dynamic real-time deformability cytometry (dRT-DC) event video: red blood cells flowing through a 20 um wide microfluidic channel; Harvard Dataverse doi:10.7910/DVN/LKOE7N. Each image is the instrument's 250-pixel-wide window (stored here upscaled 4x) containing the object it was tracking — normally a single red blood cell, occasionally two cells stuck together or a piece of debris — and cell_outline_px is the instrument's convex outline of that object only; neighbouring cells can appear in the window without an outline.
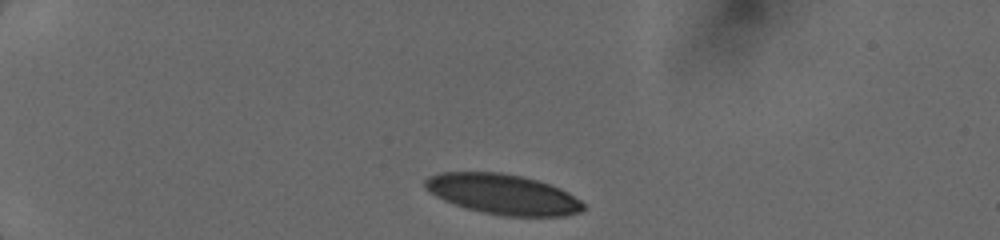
{"species": "human", "species_latin": "Homo sapiens", "temperature_condition": "cold", "stored_images_in_passage": 34, "camera_frame_rate_fps": 3000, "um_per_image_px": 0.085, "donor": {"sex": "female"}, "frame": {"image": 1, "passage_image": 1, "time_ms": 0.0, "image_size_px": [1000, 240], "cell_outline_px": [[584, 208], [580, 212], [564, 216], [504, 216], [464, 208], [444, 200], [436, 196], [424, 188], [424, 180], [428, 176], [440, 172], [500, 172], [520, 176], [536, 180], [560, 188], [568, 192], [580, 200], [584, 204]], "centroid_in_image_um": [42.72, 16.51], "position_along_channel_um": 42.3, "area_um2": 37.05}}
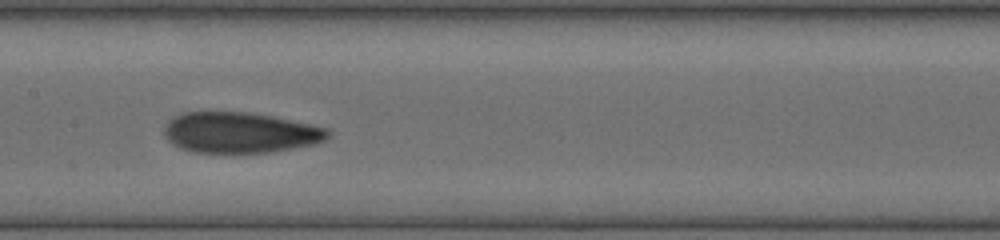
{"frame": {"image": 2, "passage_image": 16, "time_ms": 5.0, "image_size_px": [1000, 240], "cell_outline_px": [[328, 136], [324, 140], [316, 144], [268, 152], [192, 152], [180, 148], [172, 144], [164, 136], [164, 128], [168, 120], [172, 116], [188, 112], [248, 112], [272, 116], [312, 124], [328, 128]], "centroid_in_image_um": [20.37, 11.26], "position_along_channel_um": 187.0, "area_um2": 38.78}}
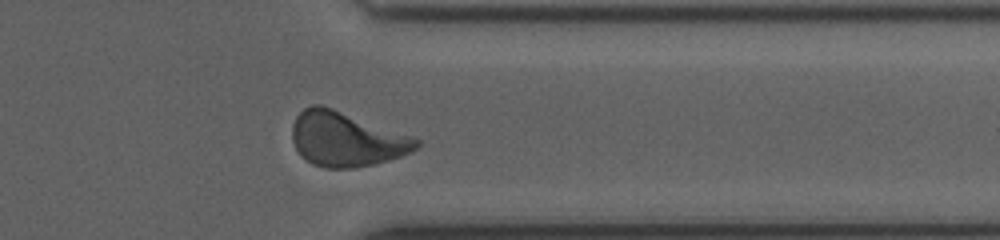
{"frame": {"image": 3, "passage_image": 30, "time_ms": 9.667, "image_size_px": [1000, 240], "cell_outline_px": [[420, 144], [412, 152], [388, 160], [372, 164], [352, 168], [324, 168], [312, 164], [296, 148], [292, 140], [292, 124], [296, 116], [304, 108], [312, 104], [320, 104], [332, 108], [412, 136], [420, 140]], "centroid_in_image_um": [29.42, 11.82], "position_along_channel_um": 382.0, "area_um2": 39.13}}